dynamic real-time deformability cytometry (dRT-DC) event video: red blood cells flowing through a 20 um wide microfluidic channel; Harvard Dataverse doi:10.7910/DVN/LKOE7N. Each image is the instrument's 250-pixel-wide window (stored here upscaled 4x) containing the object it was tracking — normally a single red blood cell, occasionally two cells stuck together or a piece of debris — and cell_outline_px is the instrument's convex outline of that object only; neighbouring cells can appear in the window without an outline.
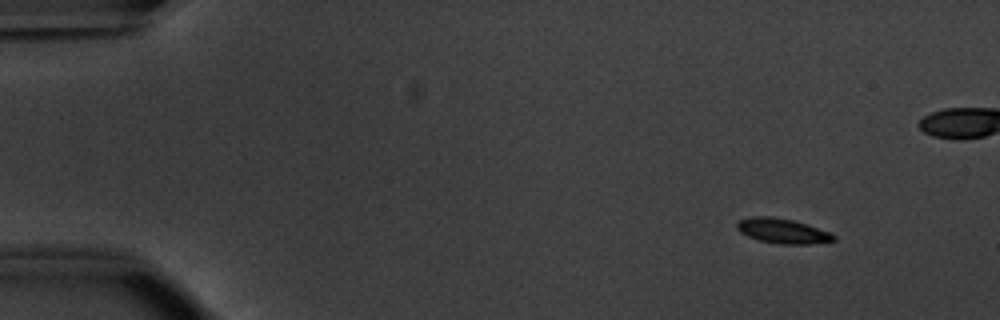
{"species": "common noctule bat (a hibernating species)", "species_latin": "Nyctalus noctula", "temperature_condition": "warm", "stored_images_in_passage": 50, "camera_frame_rate_fps": 3000, "um_per_image_px": 0.085, "animal": {"sex": "male", "body_mass_g": 20.1, "forearm_length_mm": 53.5}, "frame": {"image": 1, "passage_image": 1, "time_ms": 0.0, "image_size_px": [1000, 320], "cell_outline_px": [[836, 240], [808, 244], [780, 244], [760, 240], [748, 236], [740, 232], [736, 228], [736, 224], [740, 220], [752, 216], [772, 216], [792, 220], [828, 232], [836, 236]], "centroid_in_image_um": [66.48, 19.63], "position_along_channel_um": 18.5, "area_um2": 13.76}}
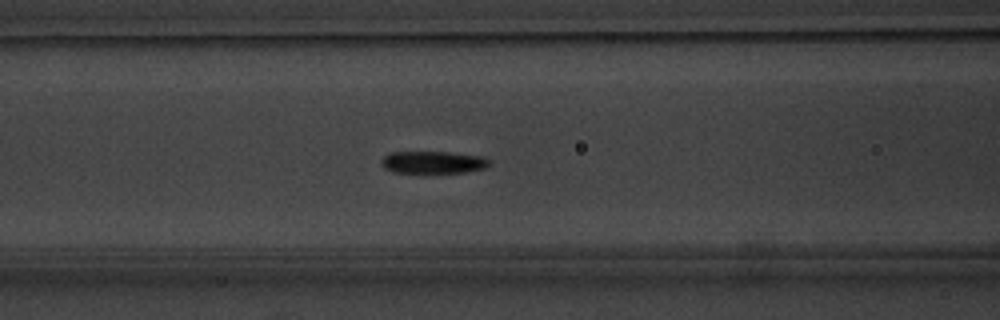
{"frame": {"image": 2, "passage_image": 18, "time_ms": 5.667, "image_size_px": [1000, 320], "cell_outline_px": [[492, 160], [484, 168], [464, 172], [424, 176], [392, 172], [384, 168], [380, 160], [384, 156], [392, 152], [448, 152], [480, 156]], "centroid_in_image_um": [36.75, 13.85], "position_along_channel_um": 129.9, "area_um2": 14.85}}
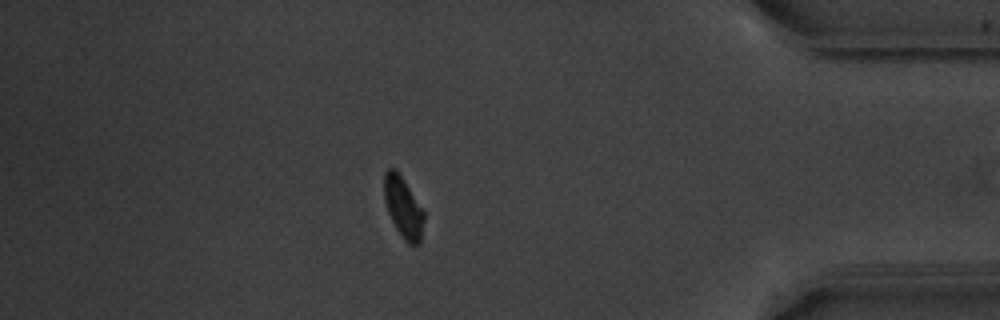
{"frame": {"image": 3, "passage_image": 42, "time_ms": 13.667, "image_size_px": [1000, 320], "cell_outline_px": [[424, 220], [420, 244], [408, 244], [404, 240], [396, 228], [388, 212], [384, 200], [384, 172], [388, 168], [396, 168], [404, 180], [424, 212]], "centroid_in_image_um": [34.26, 17.62], "position_along_channel_um": 400.9, "area_um2": 14.05}, "authors_computed_cell_mechanics": {"area_um2": 14.5367, "velocity_mm_per_s": 3.8164, "shape_relaxation_time_tau1_ms": 1.7572, "shape_relaxation_time_tau2_ms": null, "deformation_change_tau1": 0.1194, "deformation_change_tau2": null}}